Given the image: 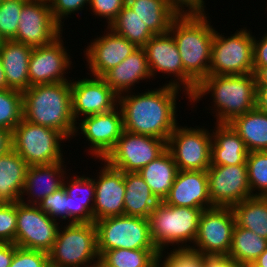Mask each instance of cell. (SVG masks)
Masks as SVG:
<instances>
[{
    "instance_id": "cell-1",
    "label": "cell",
    "mask_w": 267,
    "mask_h": 267,
    "mask_svg": "<svg viewBox=\"0 0 267 267\" xmlns=\"http://www.w3.org/2000/svg\"><path fill=\"white\" fill-rule=\"evenodd\" d=\"M142 93L126 92L118 96V106L123 115V129L135 134L148 135L168 142L177 123V97L190 96L181 88L162 84ZM147 90V91H146ZM177 114V115H176Z\"/></svg>"
},
{
    "instance_id": "cell-2",
    "label": "cell",
    "mask_w": 267,
    "mask_h": 267,
    "mask_svg": "<svg viewBox=\"0 0 267 267\" xmlns=\"http://www.w3.org/2000/svg\"><path fill=\"white\" fill-rule=\"evenodd\" d=\"M207 15V16H206ZM209 14L180 13L171 23L173 36L183 64V89L190 96L210 75L215 28Z\"/></svg>"
},
{
    "instance_id": "cell-3",
    "label": "cell",
    "mask_w": 267,
    "mask_h": 267,
    "mask_svg": "<svg viewBox=\"0 0 267 267\" xmlns=\"http://www.w3.org/2000/svg\"><path fill=\"white\" fill-rule=\"evenodd\" d=\"M256 87L254 73L209 75L197 85L188 102L196 106L195 104L209 94L214 104L212 105L214 109L211 110L215 114V123H230L235 117L255 108Z\"/></svg>"
},
{
    "instance_id": "cell-4",
    "label": "cell",
    "mask_w": 267,
    "mask_h": 267,
    "mask_svg": "<svg viewBox=\"0 0 267 267\" xmlns=\"http://www.w3.org/2000/svg\"><path fill=\"white\" fill-rule=\"evenodd\" d=\"M23 119L61 132L73 139L76 122L72 114L71 82L31 86L23 92Z\"/></svg>"
},
{
    "instance_id": "cell-5",
    "label": "cell",
    "mask_w": 267,
    "mask_h": 267,
    "mask_svg": "<svg viewBox=\"0 0 267 267\" xmlns=\"http://www.w3.org/2000/svg\"><path fill=\"white\" fill-rule=\"evenodd\" d=\"M202 211L200 208L176 207L160 201L148 218L152 241L157 249L192 247Z\"/></svg>"
},
{
    "instance_id": "cell-6",
    "label": "cell",
    "mask_w": 267,
    "mask_h": 267,
    "mask_svg": "<svg viewBox=\"0 0 267 267\" xmlns=\"http://www.w3.org/2000/svg\"><path fill=\"white\" fill-rule=\"evenodd\" d=\"M62 226L63 223L60 225L52 249L48 252L49 266L90 267L99 263L94 222L67 223Z\"/></svg>"
},
{
    "instance_id": "cell-7",
    "label": "cell",
    "mask_w": 267,
    "mask_h": 267,
    "mask_svg": "<svg viewBox=\"0 0 267 267\" xmlns=\"http://www.w3.org/2000/svg\"><path fill=\"white\" fill-rule=\"evenodd\" d=\"M67 140L58 130L31 123L23 118L11 133L12 149L29 166L63 161L65 158L61 143Z\"/></svg>"
},
{
    "instance_id": "cell-8",
    "label": "cell",
    "mask_w": 267,
    "mask_h": 267,
    "mask_svg": "<svg viewBox=\"0 0 267 267\" xmlns=\"http://www.w3.org/2000/svg\"><path fill=\"white\" fill-rule=\"evenodd\" d=\"M99 256L111 249H157L152 241L148 218L112 216L94 222Z\"/></svg>"
},
{
    "instance_id": "cell-9",
    "label": "cell",
    "mask_w": 267,
    "mask_h": 267,
    "mask_svg": "<svg viewBox=\"0 0 267 267\" xmlns=\"http://www.w3.org/2000/svg\"><path fill=\"white\" fill-rule=\"evenodd\" d=\"M243 27L230 36L216 31L212 42L210 75H247L254 73L251 30Z\"/></svg>"
},
{
    "instance_id": "cell-10",
    "label": "cell",
    "mask_w": 267,
    "mask_h": 267,
    "mask_svg": "<svg viewBox=\"0 0 267 267\" xmlns=\"http://www.w3.org/2000/svg\"><path fill=\"white\" fill-rule=\"evenodd\" d=\"M212 132L199 125H177L167 142L179 170H207L211 166Z\"/></svg>"
},
{
    "instance_id": "cell-11",
    "label": "cell",
    "mask_w": 267,
    "mask_h": 267,
    "mask_svg": "<svg viewBox=\"0 0 267 267\" xmlns=\"http://www.w3.org/2000/svg\"><path fill=\"white\" fill-rule=\"evenodd\" d=\"M167 149V142L156 137L123 130L115 147L103 159L123 172H139Z\"/></svg>"
},
{
    "instance_id": "cell-12",
    "label": "cell",
    "mask_w": 267,
    "mask_h": 267,
    "mask_svg": "<svg viewBox=\"0 0 267 267\" xmlns=\"http://www.w3.org/2000/svg\"><path fill=\"white\" fill-rule=\"evenodd\" d=\"M236 224L232 207L203 210L192 248L205 256H228Z\"/></svg>"
},
{
    "instance_id": "cell-13",
    "label": "cell",
    "mask_w": 267,
    "mask_h": 267,
    "mask_svg": "<svg viewBox=\"0 0 267 267\" xmlns=\"http://www.w3.org/2000/svg\"><path fill=\"white\" fill-rule=\"evenodd\" d=\"M17 228L15 244L25 249L49 252L61 225L37 205L16 202Z\"/></svg>"
},
{
    "instance_id": "cell-14",
    "label": "cell",
    "mask_w": 267,
    "mask_h": 267,
    "mask_svg": "<svg viewBox=\"0 0 267 267\" xmlns=\"http://www.w3.org/2000/svg\"><path fill=\"white\" fill-rule=\"evenodd\" d=\"M19 18L13 41L40 47L63 35V28L53 18L48 0H27Z\"/></svg>"
},
{
    "instance_id": "cell-15",
    "label": "cell",
    "mask_w": 267,
    "mask_h": 267,
    "mask_svg": "<svg viewBox=\"0 0 267 267\" xmlns=\"http://www.w3.org/2000/svg\"><path fill=\"white\" fill-rule=\"evenodd\" d=\"M206 171L209 197L214 207H233L252 197L247 164L211 165Z\"/></svg>"
},
{
    "instance_id": "cell-16",
    "label": "cell",
    "mask_w": 267,
    "mask_h": 267,
    "mask_svg": "<svg viewBox=\"0 0 267 267\" xmlns=\"http://www.w3.org/2000/svg\"><path fill=\"white\" fill-rule=\"evenodd\" d=\"M123 130V115L121 108L117 106L110 112L89 115L78 120L74 136L84 135L83 138L89 142V155L97 160L104 159L115 147Z\"/></svg>"
},
{
    "instance_id": "cell-17",
    "label": "cell",
    "mask_w": 267,
    "mask_h": 267,
    "mask_svg": "<svg viewBox=\"0 0 267 267\" xmlns=\"http://www.w3.org/2000/svg\"><path fill=\"white\" fill-rule=\"evenodd\" d=\"M62 37L49 45L33 47L28 68L30 87L71 81L66 74L72 69V56Z\"/></svg>"
},
{
    "instance_id": "cell-18",
    "label": "cell",
    "mask_w": 267,
    "mask_h": 267,
    "mask_svg": "<svg viewBox=\"0 0 267 267\" xmlns=\"http://www.w3.org/2000/svg\"><path fill=\"white\" fill-rule=\"evenodd\" d=\"M72 79L71 102L75 122L81 117L107 113L118 106V95L102 77Z\"/></svg>"
},
{
    "instance_id": "cell-19",
    "label": "cell",
    "mask_w": 267,
    "mask_h": 267,
    "mask_svg": "<svg viewBox=\"0 0 267 267\" xmlns=\"http://www.w3.org/2000/svg\"><path fill=\"white\" fill-rule=\"evenodd\" d=\"M105 30V35H97L83 51L88 71L95 77H102L137 49L132 42L110 28L107 27Z\"/></svg>"
},
{
    "instance_id": "cell-20",
    "label": "cell",
    "mask_w": 267,
    "mask_h": 267,
    "mask_svg": "<svg viewBox=\"0 0 267 267\" xmlns=\"http://www.w3.org/2000/svg\"><path fill=\"white\" fill-rule=\"evenodd\" d=\"M102 161L100 172L92 178L95 183V201L93 207V222L112 216L124 214L125 180L124 172L111 167Z\"/></svg>"
},
{
    "instance_id": "cell-21",
    "label": "cell",
    "mask_w": 267,
    "mask_h": 267,
    "mask_svg": "<svg viewBox=\"0 0 267 267\" xmlns=\"http://www.w3.org/2000/svg\"><path fill=\"white\" fill-rule=\"evenodd\" d=\"M143 48L152 78L155 79L154 76L160 72L162 76H174L165 84L183 89V64L173 36L169 32L155 35Z\"/></svg>"
},
{
    "instance_id": "cell-22",
    "label": "cell",
    "mask_w": 267,
    "mask_h": 267,
    "mask_svg": "<svg viewBox=\"0 0 267 267\" xmlns=\"http://www.w3.org/2000/svg\"><path fill=\"white\" fill-rule=\"evenodd\" d=\"M167 205L176 207L213 208L208 192L206 170H179L168 196Z\"/></svg>"
},
{
    "instance_id": "cell-23",
    "label": "cell",
    "mask_w": 267,
    "mask_h": 267,
    "mask_svg": "<svg viewBox=\"0 0 267 267\" xmlns=\"http://www.w3.org/2000/svg\"><path fill=\"white\" fill-rule=\"evenodd\" d=\"M64 163L65 160L50 165L29 166L20 202L37 205L46 196L61 188L68 174ZM25 195L28 197L25 198Z\"/></svg>"
},
{
    "instance_id": "cell-24",
    "label": "cell",
    "mask_w": 267,
    "mask_h": 267,
    "mask_svg": "<svg viewBox=\"0 0 267 267\" xmlns=\"http://www.w3.org/2000/svg\"><path fill=\"white\" fill-rule=\"evenodd\" d=\"M102 78L118 96L135 91V85L141 83V80L148 82L149 79L150 82L152 76L144 48H137L119 65L107 71Z\"/></svg>"
},
{
    "instance_id": "cell-25",
    "label": "cell",
    "mask_w": 267,
    "mask_h": 267,
    "mask_svg": "<svg viewBox=\"0 0 267 267\" xmlns=\"http://www.w3.org/2000/svg\"><path fill=\"white\" fill-rule=\"evenodd\" d=\"M70 175V173L69 177L66 175L63 181V186L67 193V223H93L94 180L84 174L73 175L71 178Z\"/></svg>"
},
{
    "instance_id": "cell-26",
    "label": "cell",
    "mask_w": 267,
    "mask_h": 267,
    "mask_svg": "<svg viewBox=\"0 0 267 267\" xmlns=\"http://www.w3.org/2000/svg\"><path fill=\"white\" fill-rule=\"evenodd\" d=\"M214 126V130L211 129V165L246 164L249 151L243 139L229 123H215Z\"/></svg>"
},
{
    "instance_id": "cell-27",
    "label": "cell",
    "mask_w": 267,
    "mask_h": 267,
    "mask_svg": "<svg viewBox=\"0 0 267 267\" xmlns=\"http://www.w3.org/2000/svg\"><path fill=\"white\" fill-rule=\"evenodd\" d=\"M33 47L13 40H5L0 57L8 86L23 92L30 88L29 60Z\"/></svg>"
},
{
    "instance_id": "cell-28",
    "label": "cell",
    "mask_w": 267,
    "mask_h": 267,
    "mask_svg": "<svg viewBox=\"0 0 267 267\" xmlns=\"http://www.w3.org/2000/svg\"><path fill=\"white\" fill-rule=\"evenodd\" d=\"M29 165L12 148L0 155V201H20Z\"/></svg>"
},
{
    "instance_id": "cell-29",
    "label": "cell",
    "mask_w": 267,
    "mask_h": 267,
    "mask_svg": "<svg viewBox=\"0 0 267 267\" xmlns=\"http://www.w3.org/2000/svg\"><path fill=\"white\" fill-rule=\"evenodd\" d=\"M155 35L169 32L180 12L169 0H127L126 3Z\"/></svg>"
},
{
    "instance_id": "cell-30",
    "label": "cell",
    "mask_w": 267,
    "mask_h": 267,
    "mask_svg": "<svg viewBox=\"0 0 267 267\" xmlns=\"http://www.w3.org/2000/svg\"><path fill=\"white\" fill-rule=\"evenodd\" d=\"M124 214L149 218L160 202L138 172H124Z\"/></svg>"
},
{
    "instance_id": "cell-31",
    "label": "cell",
    "mask_w": 267,
    "mask_h": 267,
    "mask_svg": "<svg viewBox=\"0 0 267 267\" xmlns=\"http://www.w3.org/2000/svg\"><path fill=\"white\" fill-rule=\"evenodd\" d=\"M179 169L171 152L166 149L155 160L143 167L138 173L149 185L159 201L168 196Z\"/></svg>"
},
{
    "instance_id": "cell-32",
    "label": "cell",
    "mask_w": 267,
    "mask_h": 267,
    "mask_svg": "<svg viewBox=\"0 0 267 267\" xmlns=\"http://www.w3.org/2000/svg\"><path fill=\"white\" fill-rule=\"evenodd\" d=\"M229 124L243 139L249 152L267 151V113L255 107Z\"/></svg>"
},
{
    "instance_id": "cell-33",
    "label": "cell",
    "mask_w": 267,
    "mask_h": 267,
    "mask_svg": "<svg viewBox=\"0 0 267 267\" xmlns=\"http://www.w3.org/2000/svg\"><path fill=\"white\" fill-rule=\"evenodd\" d=\"M232 209L238 226L267 239V197H249Z\"/></svg>"
},
{
    "instance_id": "cell-34",
    "label": "cell",
    "mask_w": 267,
    "mask_h": 267,
    "mask_svg": "<svg viewBox=\"0 0 267 267\" xmlns=\"http://www.w3.org/2000/svg\"><path fill=\"white\" fill-rule=\"evenodd\" d=\"M267 249V239L235 224L228 257L237 264L253 263Z\"/></svg>"
},
{
    "instance_id": "cell-35",
    "label": "cell",
    "mask_w": 267,
    "mask_h": 267,
    "mask_svg": "<svg viewBox=\"0 0 267 267\" xmlns=\"http://www.w3.org/2000/svg\"><path fill=\"white\" fill-rule=\"evenodd\" d=\"M112 31L132 42L137 48H143L155 34L127 4L108 26Z\"/></svg>"
},
{
    "instance_id": "cell-36",
    "label": "cell",
    "mask_w": 267,
    "mask_h": 267,
    "mask_svg": "<svg viewBox=\"0 0 267 267\" xmlns=\"http://www.w3.org/2000/svg\"><path fill=\"white\" fill-rule=\"evenodd\" d=\"M158 249H111L99 256L101 267H155Z\"/></svg>"
},
{
    "instance_id": "cell-37",
    "label": "cell",
    "mask_w": 267,
    "mask_h": 267,
    "mask_svg": "<svg viewBox=\"0 0 267 267\" xmlns=\"http://www.w3.org/2000/svg\"><path fill=\"white\" fill-rule=\"evenodd\" d=\"M23 93L15 89L0 90V128L12 133L23 118Z\"/></svg>"
},
{
    "instance_id": "cell-38",
    "label": "cell",
    "mask_w": 267,
    "mask_h": 267,
    "mask_svg": "<svg viewBox=\"0 0 267 267\" xmlns=\"http://www.w3.org/2000/svg\"><path fill=\"white\" fill-rule=\"evenodd\" d=\"M246 164L251 195L267 197V151L249 152Z\"/></svg>"
},
{
    "instance_id": "cell-39",
    "label": "cell",
    "mask_w": 267,
    "mask_h": 267,
    "mask_svg": "<svg viewBox=\"0 0 267 267\" xmlns=\"http://www.w3.org/2000/svg\"><path fill=\"white\" fill-rule=\"evenodd\" d=\"M205 257L204 254L192 247H175L170 250V253L165 249L160 251L158 263L162 267H203Z\"/></svg>"
},
{
    "instance_id": "cell-40",
    "label": "cell",
    "mask_w": 267,
    "mask_h": 267,
    "mask_svg": "<svg viewBox=\"0 0 267 267\" xmlns=\"http://www.w3.org/2000/svg\"><path fill=\"white\" fill-rule=\"evenodd\" d=\"M27 0H1L0 3V35L4 40L16 37L19 16Z\"/></svg>"
},
{
    "instance_id": "cell-41",
    "label": "cell",
    "mask_w": 267,
    "mask_h": 267,
    "mask_svg": "<svg viewBox=\"0 0 267 267\" xmlns=\"http://www.w3.org/2000/svg\"><path fill=\"white\" fill-rule=\"evenodd\" d=\"M37 206L52 219L59 220V223L65 220L64 224H66L68 220V204L64 186L46 196Z\"/></svg>"
},
{
    "instance_id": "cell-42",
    "label": "cell",
    "mask_w": 267,
    "mask_h": 267,
    "mask_svg": "<svg viewBox=\"0 0 267 267\" xmlns=\"http://www.w3.org/2000/svg\"><path fill=\"white\" fill-rule=\"evenodd\" d=\"M17 228L16 203L0 205V243H14Z\"/></svg>"
},
{
    "instance_id": "cell-43",
    "label": "cell",
    "mask_w": 267,
    "mask_h": 267,
    "mask_svg": "<svg viewBox=\"0 0 267 267\" xmlns=\"http://www.w3.org/2000/svg\"><path fill=\"white\" fill-rule=\"evenodd\" d=\"M10 267H50L49 254L41 250L17 247Z\"/></svg>"
},
{
    "instance_id": "cell-44",
    "label": "cell",
    "mask_w": 267,
    "mask_h": 267,
    "mask_svg": "<svg viewBox=\"0 0 267 267\" xmlns=\"http://www.w3.org/2000/svg\"><path fill=\"white\" fill-rule=\"evenodd\" d=\"M51 13L55 21L63 28V19L71 17L72 13L79 15V12L87 9L89 6V0H48ZM70 15V16H69Z\"/></svg>"
},
{
    "instance_id": "cell-45",
    "label": "cell",
    "mask_w": 267,
    "mask_h": 267,
    "mask_svg": "<svg viewBox=\"0 0 267 267\" xmlns=\"http://www.w3.org/2000/svg\"><path fill=\"white\" fill-rule=\"evenodd\" d=\"M126 3L127 0H89L88 7L97 18H105L108 27Z\"/></svg>"
},
{
    "instance_id": "cell-46",
    "label": "cell",
    "mask_w": 267,
    "mask_h": 267,
    "mask_svg": "<svg viewBox=\"0 0 267 267\" xmlns=\"http://www.w3.org/2000/svg\"><path fill=\"white\" fill-rule=\"evenodd\" d=\"M260 37L253 39V63L254 67H267V31Z\"/></svg>"
},
{
    "instance_id": "cell-47",
    "label": "cell",
    "mask_w": 267,
    "mask_h": 267,
    "mask_svg": "<svg viewBox=\"0 0 267 267\" xmlns=\"http://www.w3.org/2000/svg\"><path fill=\"white\" fill-rule=\"evenodd\" d=\"M180 13H206L204 0H169Z\"/></svg>"
},
{
    "instance_id": "cell-48",
    "label": "cell",
    "mask_w": 267,
    "mask_h": 267,
    "mask_svg": "<svg viewBox=\"0 0 267 267\" xmlns=\"http://www.w3.org/2000/svg\"><path fill=\"white\" fill-rule=\"evenodd\" d=\"M203 267H242L228 256H206Z\"/></svg>"
},
{
    "instance_id": "cell-49",
    "label": "cell",
    "mask_w": 267,
    "mask_h": 267,
    "mask_svg": "<svg viewBox=\"0 0 267 267\" xmlns=\"http://www.w3.org/2000/svg\"><path fill=\"white\" fill-rule=\"evenodd\" d=\"M17 247L14 243H0V267H10Z\"/></svg>"
},
{
    "instance_id": "cell-50",
    "label": "cell",
    "mask_w": 267,
    "mask_h": 267,
    "mask_svg": "<svg viewBox=\"0 0 267 267\" xmlns=\"http://www.w3.org/2000/svg\"><path fill=\"white\" fill-rule=\"evenodd\" d=\"M256 104L255 107L267 113V85H256Z\"/></svg>"
},
{
    "instance_id": "cell-51",
    "label": "cell",
    "mask_w": 267,
    "mask_h": 267,
    "mask_svg": "<svg viewBox=\"0 0 267 267\" xmlns=\"http://www.w3.org/2000/svg\"><path fill=\"white\" fill-rule=\"evenodd\" d=\"M11 148V132L0 128V155L6 153Z\"/></svg>"
},
{
    "instance_id": "cell-52",
    "label": "cell",
    "mask_w": 267,
    "mask_h": 267,
    "mask_svg": "<svg viewBox=\"0 0 267 267\" xmlns=\"http://www.w3.org/2000/svg\"><path fill=\"white\" fill-rule=\"evenodd\" d=\"M256 85H267V67H254Z\"/></svg>"
},
{
    "instance_id": "cell-53",
    "label": "cell",
    "mask_w": 267,
    "mask_h": 267,
    "mask_svg": "<svg viewBox=\"0 0 267 267\" xmlns=\"http://www.w3.org/2000/svg\"><path fill=\"white\" fill-rule=\"evenodd\" d=\"M257 267H267V249L253 262Z\"/></svg>"
},
{
    "instance_id": "cell-54",
    "label": "cell",
    "mask_w": 267,
    "mask_h": 267,
    "mask_svg": "<svg viewBox=\"0 0 267 267\" xmlns=\"http://www.w3.org/2000/svg\"><path fill=\"white\" fill-rule=\"evenodd\" d=\"M3 89H11V88L7 84V81H6V78H5L4 69H3V65H2V60H1V57H0V90H3Z\"/></svg>"
},
{
    "instance_id": "cell-55",
    "label": "cell",
    "mask_w": 267,
    "mask_h": 267,
    "mask_svg": "<svg viewBox=\"0 0 267 267\" xmlns=\"http://www.w3.org/2000/svg\"><path fill=\"white\" fill-rule=\"evenodd\" d=\"M242 267H257V266L254 265L253 263H246V264H243Z\"/></svg>"
},
{
    "instance_id": "cell-56",
    "label": "cell",
    "mask_w": 267,
    "mask_h": 267,
    "mask_svg": "<svg viewBox=\"0 0 267 267\" xmlns=\"http://www.w3.org/2000/svg\"><path fill=\"white\" fill-rule=\"evenodd\" d=\"M4 39L2 38V36L0 35V48L2 47L3 43H4Z\"/></svg>"
},
{
    "instance_id": "cell-57",
    "label": "cell",
    "mask_w": 267,
    "mask_h": 267,
    "mask_svg": "<svg viewBox=\"0 0 267 267\" xmlns=\"http://www.w3.org/2000/svg\"><path fill=\"white\" fill-rule=\"evenodd\" d=\"M90 267H101L99 263L93 265V266H90Z\"/></svg>"
},
{
    "instance_id": "cell-58",
    "label": "cell",
    "mask_w": 267,
    "mask_h": 267,
    "mask_svg": "<svg viewBox=\"0 0 267 267\" xmlns=\"http://www.w3.org/2000/svg\"><path fill=\"white\" fill-rule=\"evenodd\" d=\"M155 267H162V266L159 263H157Z\"/></svg>"
}]
</instances>
